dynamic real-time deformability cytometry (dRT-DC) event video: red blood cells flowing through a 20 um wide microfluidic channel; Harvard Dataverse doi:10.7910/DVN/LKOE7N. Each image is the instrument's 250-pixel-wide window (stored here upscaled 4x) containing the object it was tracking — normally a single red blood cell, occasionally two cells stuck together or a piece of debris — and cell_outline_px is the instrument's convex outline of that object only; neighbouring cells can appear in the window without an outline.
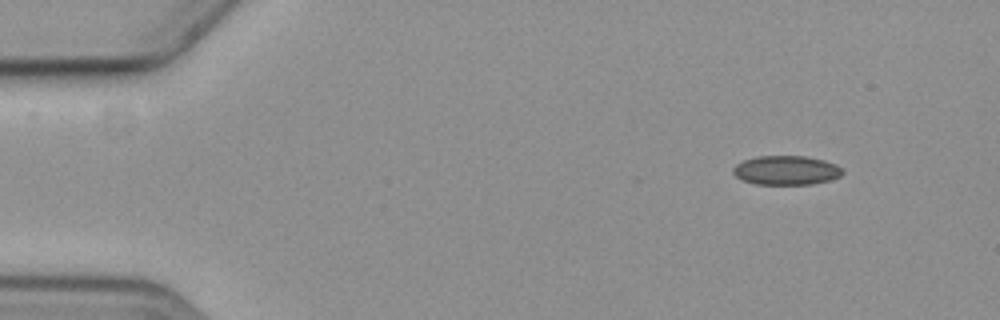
{"species": "common noctule bat (a hibernating species)", "species_latin": "Nyctalus noctula", "temperature_condition": "cold", "stored_images_in_passage": 4, "camera_frame_rate_fps": 3000, "um_per_image_px": 0.085, "animal": {"sex": "female", "body_mass_g": 19.3, "forearm_length_mm": 54.1}, "frame": {"image": 1, "passage_image": 1, "time_ms": 0.0, "image_size_px": [1000, 320], "cell_outline_px": [[844, 172], [840, 176], [828, 180], [812, 184], [756, 184], [744, 180], [736, 176], [732, 172], [732, 168], [736, 164], [744, 160], [756, 156], [808, 156], [824, 160], [836, 164], [844, 168]], "centroid_in_image_um": [66.85, 14.46], "position_along_channel_um": 18.2, "area_um2": 18.67}}
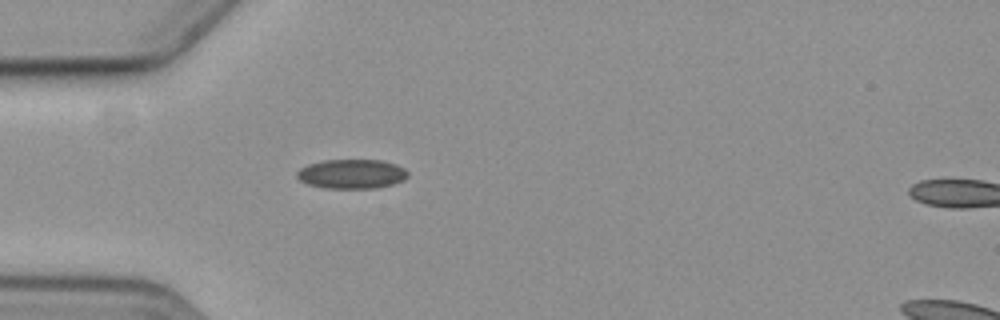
{"frame": {"image": 2, "passage_image": 4, "time_ms": 3.667, "image_size_px": [1000, 320], "cell_outline_px": [[408, 176], [404, 180], [392, 184], [376, 188], [324, 188], [308, 184], [300, 180], [296, 176], [296, 172], [300, 168], [308, 164], [324, 160], [380, 160], [396, 164], [404, 168], [408, 172]], "centroid_in_image_um": [29.89, 14.78], "position_along_channel_um": 55.1, "area_um2": 19.02}}